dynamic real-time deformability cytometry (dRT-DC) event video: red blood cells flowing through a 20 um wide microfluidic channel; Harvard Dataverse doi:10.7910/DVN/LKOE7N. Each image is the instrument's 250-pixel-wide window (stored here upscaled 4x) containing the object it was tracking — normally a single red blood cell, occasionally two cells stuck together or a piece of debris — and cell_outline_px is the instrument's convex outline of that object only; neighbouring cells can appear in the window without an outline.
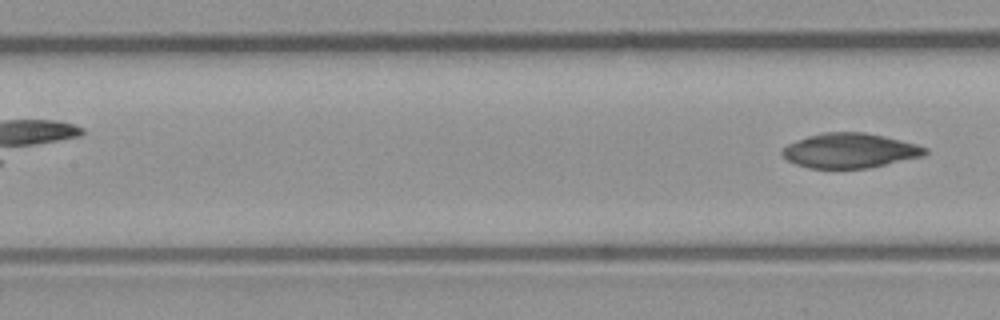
{"species": "common noctule bat (a hibernating species)", "species_latin": "Nyctalus noctula", "temperature_condition": "room temperature", "stored_images_in_passage": 11, "camera_frame_rate_fps": 3000, "um_per_image_px": 0.085, "animal": {"sex": "male", "body_mass_g": 23.1, "forearm_length_mm": 52.7}, "frame": {"image": 1, "passage_image": 11, "time_ms": 3.333, "image_size_px": [1000, 320], "cell_outline_px": [[928, 152], [924, 156], [868, 168], [808, 168], [796, 164], [788, 160], [780, 152], [788, 144], [808, 136], [824, 132], [864, 132], [884, 136], [916, 144], [928, 148]], "centroid_in_image_um": [72.26, 12.8], "position_along_channel_um": 135.1, "area_um2": 28.78}}